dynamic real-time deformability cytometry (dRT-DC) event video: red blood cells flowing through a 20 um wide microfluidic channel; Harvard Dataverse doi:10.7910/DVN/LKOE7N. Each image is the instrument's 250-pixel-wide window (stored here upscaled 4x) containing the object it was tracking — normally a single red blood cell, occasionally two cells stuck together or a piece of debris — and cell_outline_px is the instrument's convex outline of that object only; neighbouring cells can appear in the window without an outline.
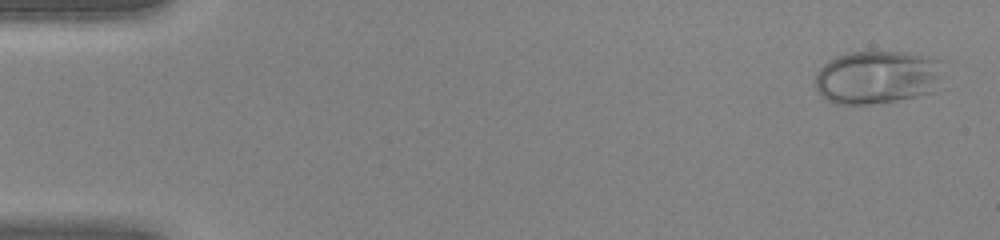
{"species": "human", "species_latin": "Homo sapiens", "temperature_condition": "warm", "stored_images_in_passage": 45, "camera_frame_rate_fps": 3000, "um_per_image_px": 0.085, "donor": {"sex": "female"}, "frame": {"image": 1, "passage_image": 2, "time_ms": 0.333, "image_size_px": [1000, 240], "cell_outline_px": [[940, 60], [932, 92], [916, 96], [896, 100], [868, 104], [832, 104], [824, 100], [820, 96], [816, 88], [816, 72], [828, 60], [836, 56], [848, 52], [904, 52], [928, 56]], "centroid_in_image_um": [74.43, 6.57], "position_along_channel_um": 10.6, "area_um2": 39.3}}
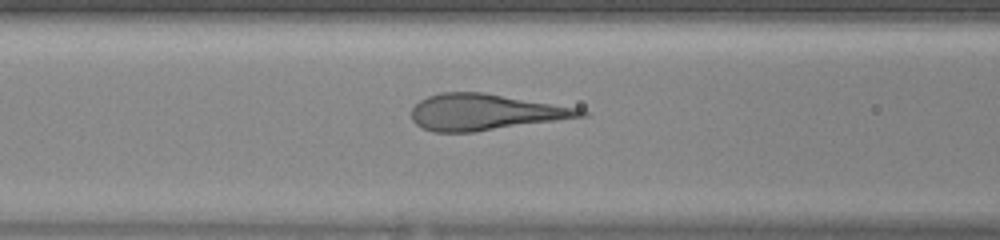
{"frame": {"image": 2, "passage_image": 19, "time_ms": 6.0, "image_size_px": [1000, 240], "cell_outline_px": [[588, 116], [472, 132], [432, 132], [420, 128], [412, 120], [412, 108], [420, 100], [428, 96], [440, 92], [484, 92], [576, 108], [588, 112]], "centroid_in_image_um": [41.18, 9.53], "position_along_channel_um": 125.4, "area_um2": 35.43}}
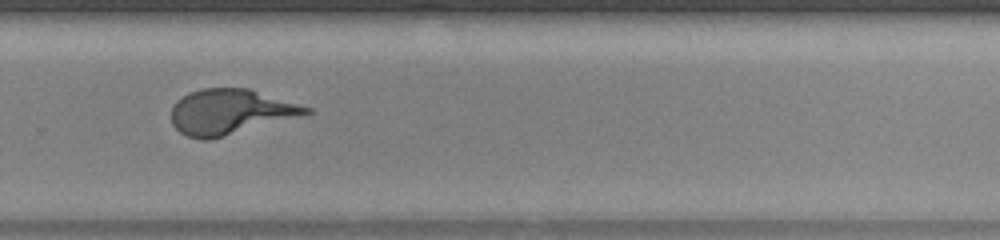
{"frame": {"image": 3, "passage_image": 31, "time_ms": 10.0, "image_size_px": [1000, 240], "cell_outline_px": [[312, 112], [300, 116], [224, 136], [208, 140], [200, 140], [188, 136], [180, 132], [172, 124], [172, 108], [176, 100], [188, 92], [200, 88], [248, 88], [312, 108]], "centroid_in_image_um": [19.53, 9.5], "position_along_channel_um": 310.3, "area_um2": 35.26}}